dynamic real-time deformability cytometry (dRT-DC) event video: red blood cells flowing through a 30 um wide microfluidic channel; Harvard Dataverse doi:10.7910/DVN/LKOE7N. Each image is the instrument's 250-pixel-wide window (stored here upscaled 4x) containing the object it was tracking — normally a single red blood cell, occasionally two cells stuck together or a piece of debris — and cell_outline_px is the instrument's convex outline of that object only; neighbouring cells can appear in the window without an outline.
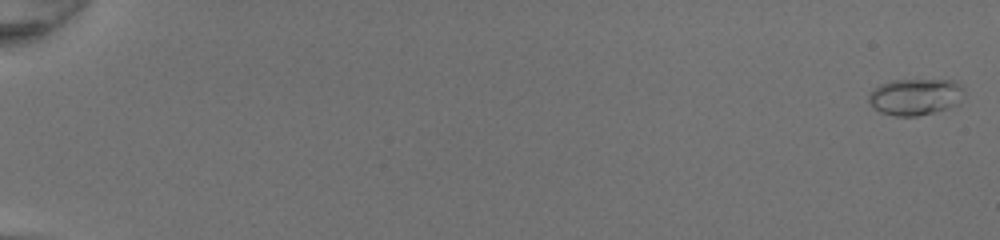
{"species": "common noctule bat (a hibernating species)", "species_latin": "Nyctalus noctula", "temperature_condition": "room temperature", "stored_images_in_passage": 51, "camera_frame_rate_fps": 3000, "um_per_image_px": 0.085, "animal": {"sex": "female", "body_mass_g": 20.0, "forearm_length_mm": 54.0}, "frame": {"image": 1, "passage_image": 1, "time_ms": 0.0, "image_size_px": [1000, 240], "cell_outline_px": [[964, 92], [960, 104], [948, 108], [916, 116], [896, 116], [880, 112], [868, 100], [868, 96], [880, 84], [892, 80], [956, 80], [964, 88]], "centroid_in_image_um": [77.86, 8.22], "position_along_channel_um": 7.1, "area_um2": 20.29}}
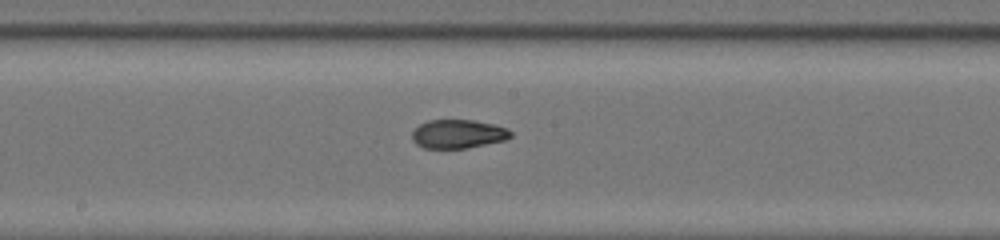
{"frame": {"image": 2, "passage_image": 30, "time_ms": 9.667, "image_size_px": [1000, 240], "cell_outline_px": [[512, 136], [504, 140], [468, 148], [424, 148], [416, 144], [412, 140], [412, 132], [420, 124], [428, 120], [472, 120], [492, 124], [508, 128], [512, 132]], "centroid_in_image_um": [38.93, 11.39], "position_along_channel_um": 209.3, "area_um2": 16.47}}
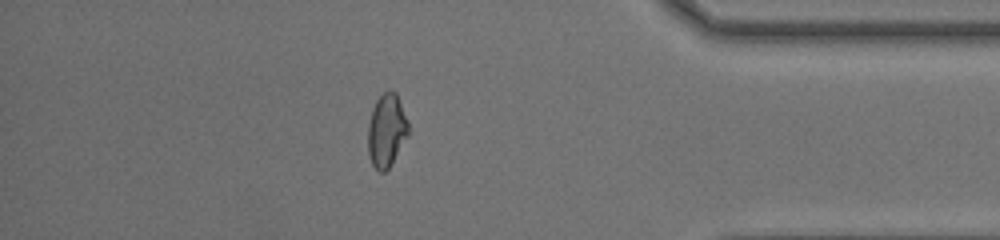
{"frame": {"image": 3, "passage_image": 45, "time_ms": 14.667, "image_size_px": [1000, 240], "cell_outline_px": [[408, 136], [388, 168], [384, 172], [380, 172], [372, 164], [368, 156], [368, 124], [372, 108], [376, 100], [388, 88], [396, 92], [408, 124]], "centroid_in_image_um": [32.83, 11.07], "position_along_channel_um": 402.4, "area_um2": 17.11}, "authors_computed_cell_mechanics": {"area_um2": 17.1088, "velocity_mm_per_s": 4.3417, "shape_relaxation_time_tau1_ms": 8.9148, "shape_relaxation_time_tau2_ms": 1.1577, "deformation_change_tau1": 0.2942, "deformation_change_tau2": 0.0683}}